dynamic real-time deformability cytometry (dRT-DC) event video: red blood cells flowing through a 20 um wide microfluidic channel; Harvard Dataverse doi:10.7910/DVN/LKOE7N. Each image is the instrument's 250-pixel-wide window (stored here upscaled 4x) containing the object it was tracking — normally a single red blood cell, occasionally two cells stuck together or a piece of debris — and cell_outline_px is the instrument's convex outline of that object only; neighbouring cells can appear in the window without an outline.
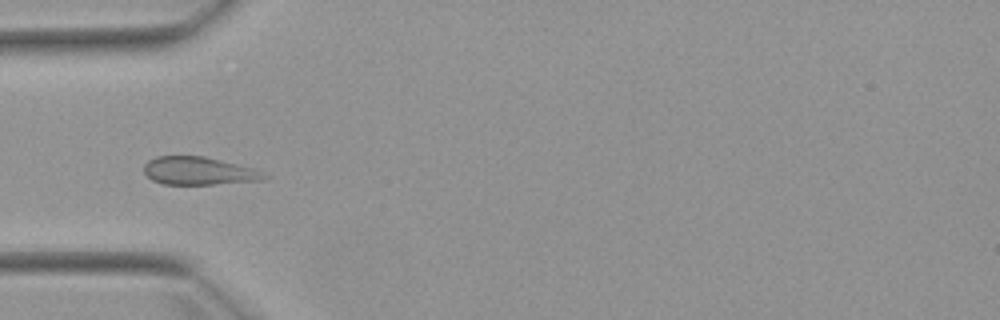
{"species": "Egyptian fruit bat (a non-hibernating species)", "species_latin": "Rousettus aegyptiacus", "temperature_condition": "warm", "stored_images_in_passage": 7, "camera_frame_rate_fps": 3000, "um_per_image_px": 0.085, "animal": {"sex": "female"}, "frame": {"image": 1, "passage_image": 4, "time_ms": 3.667, "image_size_px": [1000, 320], "cell_outline_px": [[272, 176], [264, 180], [212, 184], [164, 184], [152, 180], [144, 172], [144, 164], [148, 160], [156, 156], [204, 156], [256, 168]], "centroid_in_image_um": [16.95, 14.52], "position_along_channel_um": 68.0, "area_um2": 19.77}}
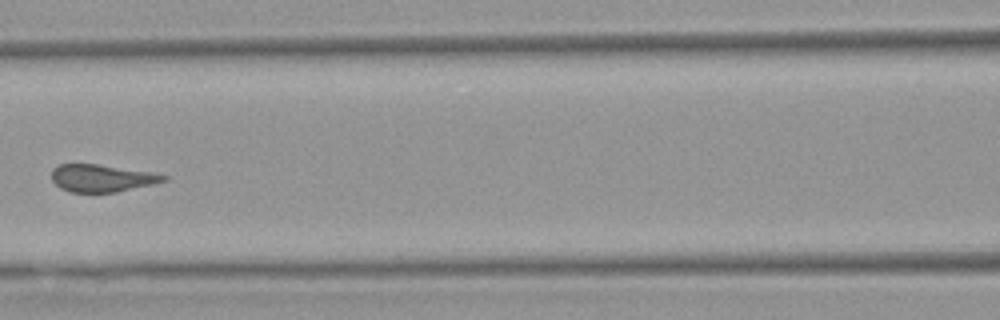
{"frame": {"image": 2, "passage_image": 6, "time_ms": 6.0, "image_size_px": [1000, 320], "cell_outline_px": [[168, 180], [152, 184], [116, 192], [68, 192], [60, 188], [52, 180], [52, 168], [60, 164], [96, 164], [152, 172], [168, 176]], "centroid_in_image_um": [8.64, 15.14], "position_along_channel_um": 158.0, "area_um2": 17.8}}
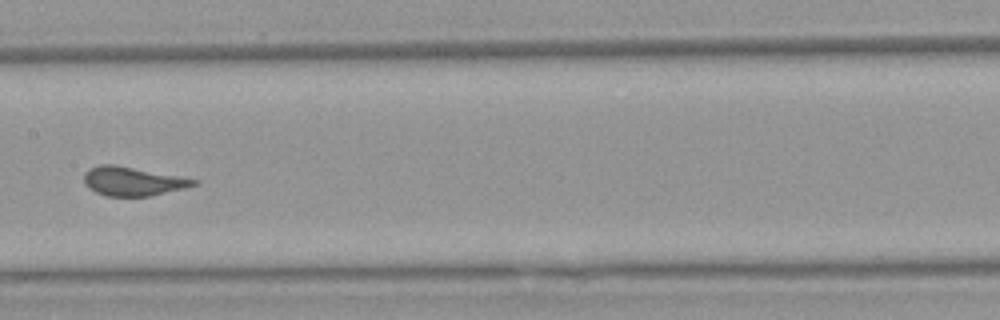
{"frame": {"image": 3, "passage_image": 7, "time_ms": 7.0, "image_size_px": [1000, 320], "cell_outline_px": [[200, 184], [184, 188], [148, 196], [108, 196], [96, 192], [88, 188], [84, 184], [84, 172], [88, 168], [100, 164], [112, 164], [180, 176], [200, 180]], "centroid_in_image_um": [11.27, 15.4], "position_along_channel_um": 196.1, "area_um2": 18.5}}